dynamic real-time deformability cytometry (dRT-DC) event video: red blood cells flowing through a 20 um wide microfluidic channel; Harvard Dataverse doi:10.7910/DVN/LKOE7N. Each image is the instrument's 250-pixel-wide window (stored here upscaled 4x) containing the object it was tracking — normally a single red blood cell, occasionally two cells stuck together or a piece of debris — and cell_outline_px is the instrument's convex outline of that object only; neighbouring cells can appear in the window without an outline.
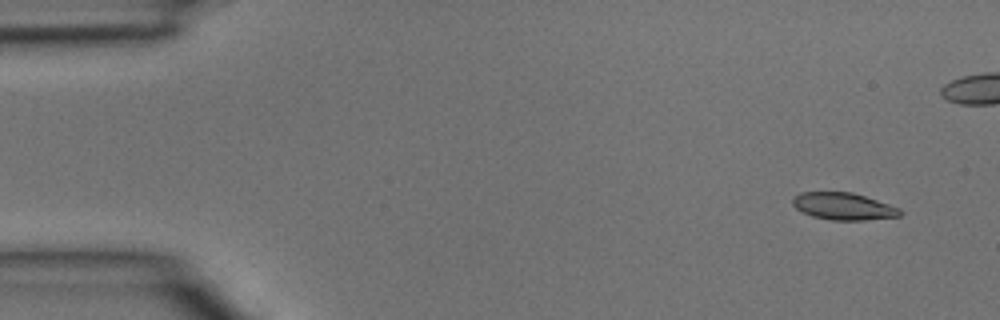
{"species": "common noctule bat (a hibernating species)", "species_latin": "Nyctalus noctula", "temperature_condition": "room temperature", "stored_images_in_passage": 5, "camera_frame_rate_fps": 3000, "um_per_image_px": 0.085, "animal": {"sex": "male", "body_mass_g": 15.6}, "frame": {"image": 1, "passage_image": 1, "time_ms": 0.0, "image_size_px": [1000, 320], "cell_outline_px": [[904, 212], [900, 216], [864, 220], [832, 220], [812, 216], [796, 208], [792, 204], [792, 200], [800, 192], [852, 192], [900, 208]], "centroid_in_image_um": [71.71, 17.54], "position_along_channel_um": 13.3, "area_um2": 16.82}}